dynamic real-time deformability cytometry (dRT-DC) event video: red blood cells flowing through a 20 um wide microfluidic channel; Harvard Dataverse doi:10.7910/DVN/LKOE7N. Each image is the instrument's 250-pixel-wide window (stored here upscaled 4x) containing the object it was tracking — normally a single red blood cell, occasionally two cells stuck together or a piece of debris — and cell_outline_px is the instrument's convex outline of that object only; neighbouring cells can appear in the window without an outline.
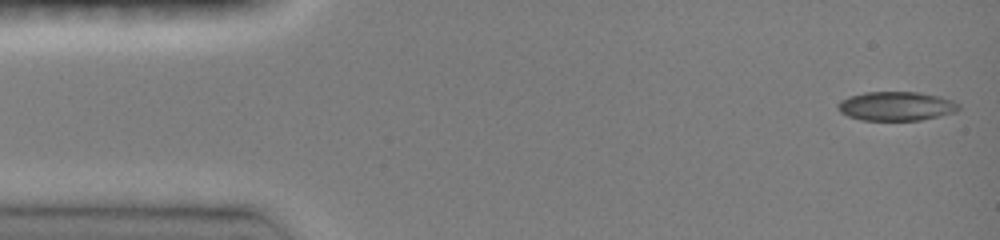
{"species": "common noctule bat (a hibernating species)", "species_latin": "Nyctalus noctula", "temperature_condition": "room temperature", "stored_images_in_passage": 46, "camera_frame_rate_fps": 3000, "um_per_image_px": 0.085, "animal": {"sex": "female", "body_mass_g": 19.0, "forearm_length_mm": 51.5}, "frame": {"image": 1, "passage_image": 1, "time_ms": 0.0, "image_size_px": [1000, 240], "cell_outline_px": [[960, 108], [956, 112], [940, 116], [920, 120], [860, 120], [848, 116], [840, 112], [836, 108], [836, 104], [840, 100], [848, 96], [864, 92], [920, 92], [940, 96], [952, 100], [960, 104]], "centroid_in_image_um": [76.16, 9.02], "position_along_channel_um": 8.8, "area_um2": 20.75}}
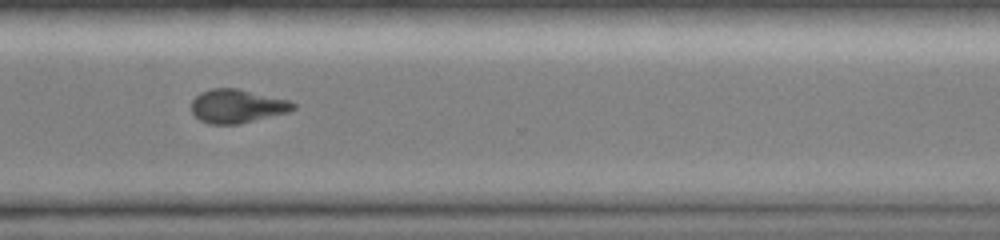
{"frame": {"image": 2, "passage_image": 34, "time_ms": 11.0, "image_size_px": [1000, 240], "cell_outline_px": [[296, 108], [288, 112], [240, 124], [208, 124], [200, 120], [192, 112], [192, 100], [200, 92], [212, 88], [236, 88], [288, 100], [296, 104]], "centroid_in_image_um": [20.14, 9.02], "position_along_channel_um": 350.5, "area_um2": 19.88}}
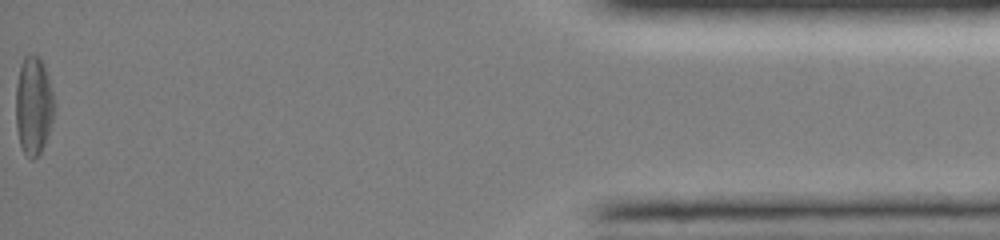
{"frame": {"image": 3, "passage_image": 46, "time_ms": 15.0, "image_size_px": [1000, 240], "cell_outline_px": [[56, 104], [52, 120], [44, 144], [40, 152], [32, 160], [28, 160], [20, 144], [16, 128], [16, 84], [20, 64], [24, 56], [28, 52], [40, 56], [44, 64]], "centroid_in_image_um": [2.84, 8.92], "position_along_channel_um": 432.4, "area_um2": 22.37}, "authors_computed_cell_mechanics": {"area_um2": 20.4612, "velocity_mm_per_s": 4.118, "shape_relaxation_time_tau1_ms": null, "shape_relaxation_time_tau2_ms": 9.7076, "deformation_change_tau1": null, "deformation_change_tau2": 0.1473}}